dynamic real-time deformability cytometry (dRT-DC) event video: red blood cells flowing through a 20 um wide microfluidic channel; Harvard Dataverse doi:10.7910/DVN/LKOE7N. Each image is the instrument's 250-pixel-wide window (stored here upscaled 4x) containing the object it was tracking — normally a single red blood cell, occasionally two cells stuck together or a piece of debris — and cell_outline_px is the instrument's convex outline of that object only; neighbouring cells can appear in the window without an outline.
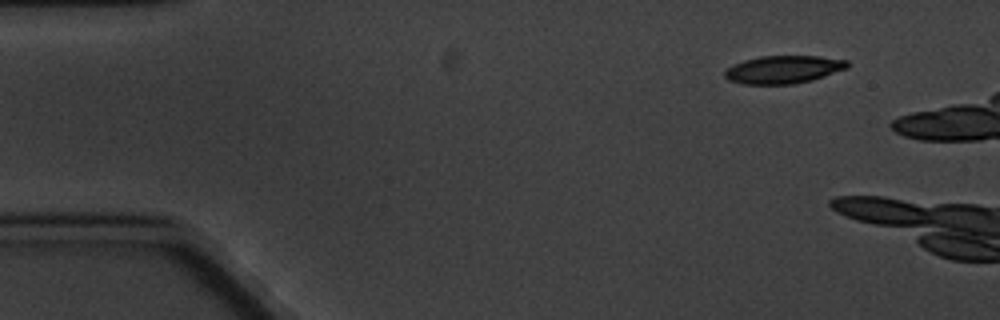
{"species": "common noctule bat (a hibernating species)", "species_latin": "Nyctalus noctula", "temperature_condition": "cold", "stored_images_in_passage": 5, "segment_of_instrument_passage": [2, 2], "camera_frame_rate_fps": 3000, "um_per_image_px": 0.085, "animal": {"sex": "male", "body_mass_g": 20.1, "forearm_length_mm": 53.5}, "frame": {"image": 1, "passage_image": 5, "time_ms": 5.333, "image_size_px": [1000, 320], "cell_outline_px": [[848, 68], [812, 80], [792, 84], [744, 84], [728, 80], [724, 76], [724, 72], [732, 64], [744, 60], [760, 56], [820, 56], [848, 60]], "centroid_in_image_um": [66.58, 5.9], "position_along_channel_um": 18.4, "area_um2": 19.94}}